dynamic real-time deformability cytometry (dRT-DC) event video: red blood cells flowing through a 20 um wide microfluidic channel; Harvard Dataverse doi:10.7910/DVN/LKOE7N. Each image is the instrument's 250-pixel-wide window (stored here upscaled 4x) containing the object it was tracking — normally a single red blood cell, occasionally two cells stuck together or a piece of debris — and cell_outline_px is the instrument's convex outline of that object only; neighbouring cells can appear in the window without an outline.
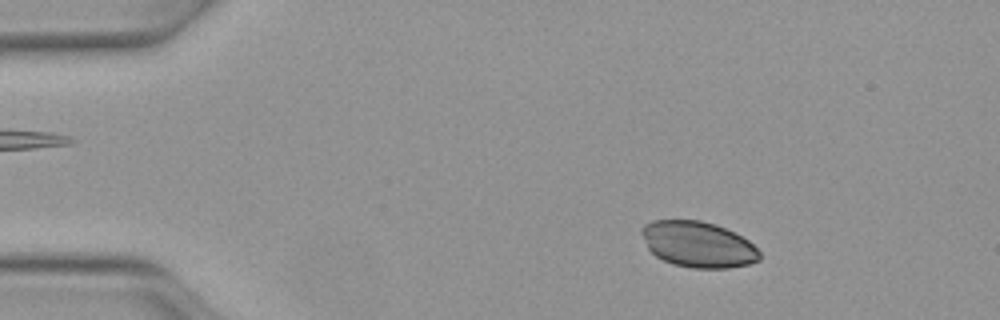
{"species": "Egyptian fruit bat (a non-hibernating species)", "species_latin": "Rousettus aegyptiacus", "temperature_condition": "warm", "stored_images_in_passage": 46, "camera_frame_rate_fps": 3000, "um_per_image_px": 0.085, "animal": {"sex": "female"}, "frame": {"image": 1, "passage_image": 7, "time_ms": 2.0, "image_size_px": [1000, 320], "cell_outline_px": [[760, 260], [748, 264], [728, 268], [692, 268], [672, 264], [656, 256], [648, 248], [640, 232], [640, 228], [644, 224], [652, 220], [700, 220], [716, 224], [748, 240], [760, 252]], "centroid_in_image_um": [59.31, 20.77], "position_along_channel_um": 25.7, "area_um2": 31.5}}
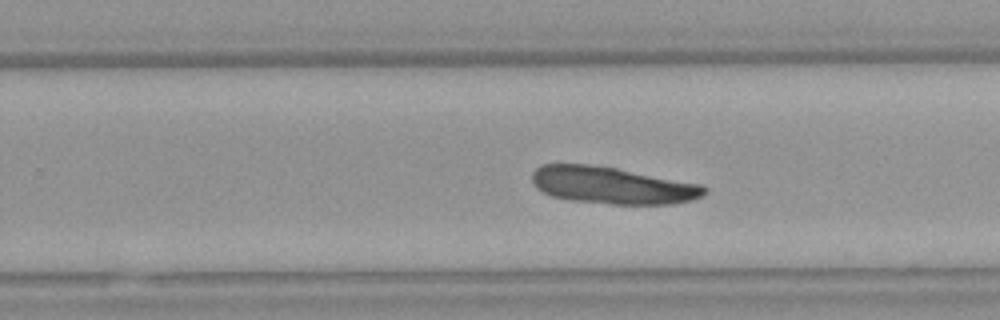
{"frame": {"image": 2, "passage_image": 31, "time_ms": 10.0, "image_size_px": [1000, 320], "cell_outline_px": [[708, 192], [704, 196], [692, 200], [672, 204], [612, 204], [572, 200], [552, 196], [536, 188], [532, 184], [532, 172], [540, 164], [588, 164], [616, 168], [704, 184], [708, 188]], "centroid_in_image_um": [52.09, 15.75], "position_along_channel_um": 277.7, "area_um2": 37.51}}
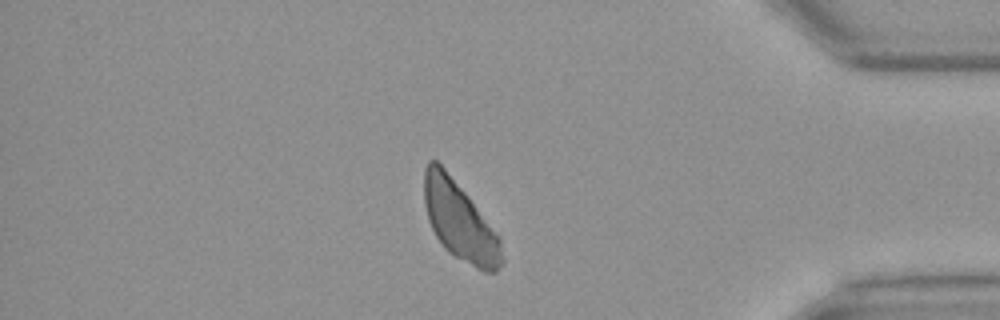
{"frame": {"image": 3, "passage_image": 42, "time_ms": 13.667, "image_size_px": [1000, 320], "cell_outline_px": [[504, 264], [496, 272], [484, 272], [476, 268], [448, 252], [444, 248], [436, 236], [428, 220], [424, 204], [424, 168], [428, 160], [436, 160], [444, 168], [464, 192], [500, 236], [504, 260]], "centroid_in_image_um": [39.09, 18.83], "position_along_channel_um": 396.1, "area_um2": 35.49}}